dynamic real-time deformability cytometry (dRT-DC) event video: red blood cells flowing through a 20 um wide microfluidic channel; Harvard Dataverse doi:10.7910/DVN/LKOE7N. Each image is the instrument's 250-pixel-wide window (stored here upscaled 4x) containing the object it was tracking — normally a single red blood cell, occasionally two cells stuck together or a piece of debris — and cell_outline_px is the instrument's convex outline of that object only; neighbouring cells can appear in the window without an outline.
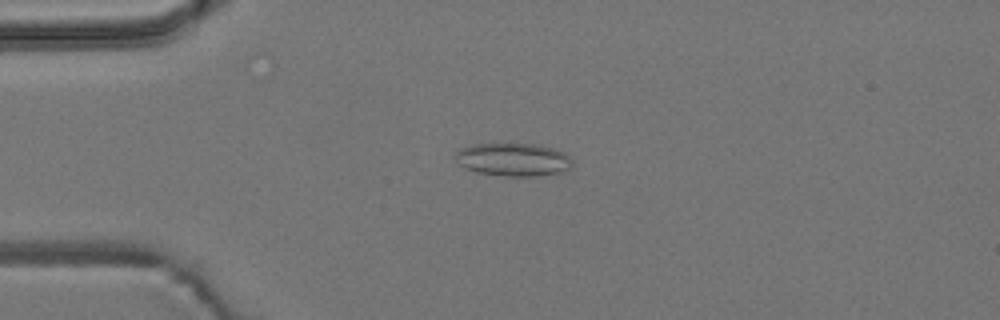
{"species": "common noctule bat (a hibernating species)", "species_latin": "Nyctalus noctula", "temperature_condition": "room temperature", "stored_images_in_passage": 46, "camera_frame_rate_fps": 3000, "um_per_image_px": 0.085, "animal": {"sex": "male", "body_mass_g": 19.2, "forearm_length_mm": 51.8}, "frame": {"image": 1, "passage_image": 6, "time_ms": 1.667, "image_size_px": [1000, 320], "cell_outline_px": [[572, 168], [560, 172], [536, 176], [508, 176], [476, 172], [464, 168], [456, 160], [456, 152], [460, 148], [472, 144], [540, 144], [564, 152], [572, 160]], "centroid_in_image_um": [43.63, 13.56], "position_along_channel_um": 41.4, "area_um2": 22.54}}
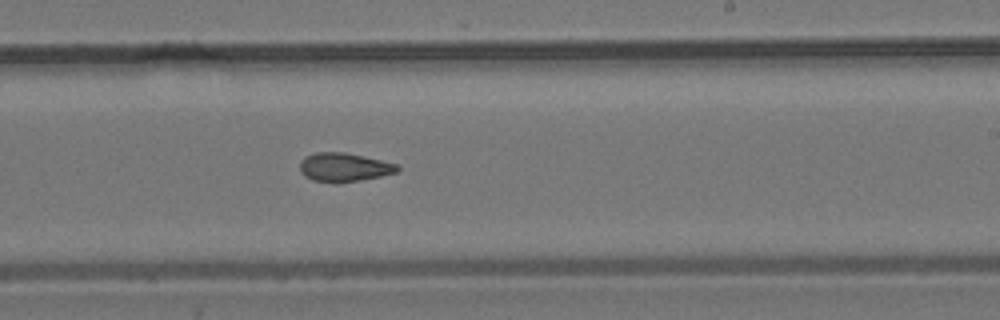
{"frame": {"image": 2, "passage_image": 25, "time_ms": 8.0, "image_size_px": [1000, 320], "cell_outline_px": [[400, 168], [396, 172], [380, 176], [360, 180], [336, 184], [312, 180], [304, 176], [300, 172], [300, 160], [304, 156], [316, 152], [344, 152], [364, 156], [396, 164]], "centroid_in_image_um": [29.18, 14.22], "position_along_channel_um": 259.8, "area_um2": 16.47}}
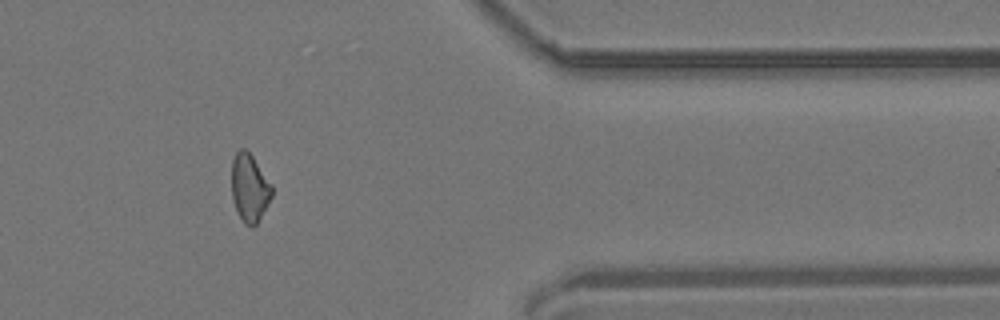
{"frame": {"image": 3, "passage_image": 37, "time_ms": 12.0, "image_size_px": [1000, 320], "cell_outline_px": [[272, 196], [256, 224], [252, 228], [244, 224], [236, 208], [232, 196], [232, 160], [236, 152], [240, 148], [244, 148], [252, 156], [272, 184]], "centroid_in_image_um": [21.21, 15.96], "position_along_channel_um": 390.2, "area_um2": 15.72}, "authors_computed_cell_mechanics": {"area_um2": 16.4441, "velocity_mm_per_s": 3.8347, "shape_relaxation_time_tau1_ms": null, "shape_relaxation_time_tau2_ms": 4.1876, "deformation_change_tau1": null, "deformation_change_tau2": 0.1111}}